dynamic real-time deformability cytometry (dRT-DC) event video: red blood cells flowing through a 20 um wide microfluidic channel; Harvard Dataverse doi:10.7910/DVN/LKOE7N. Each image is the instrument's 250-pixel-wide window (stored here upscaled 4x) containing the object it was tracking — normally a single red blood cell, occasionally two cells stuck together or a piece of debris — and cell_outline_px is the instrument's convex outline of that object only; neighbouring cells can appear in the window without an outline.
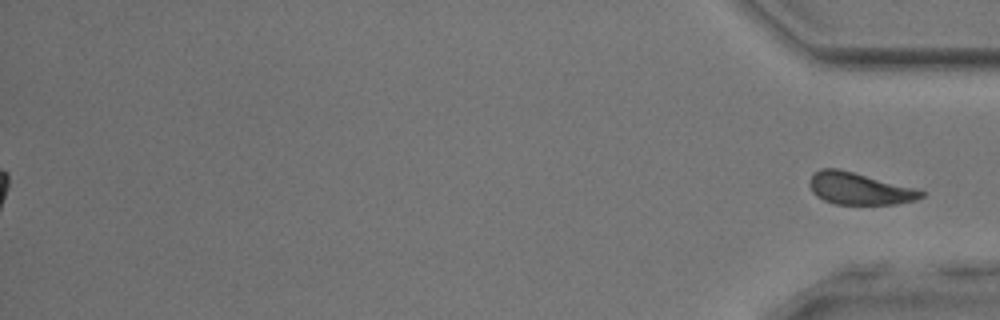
{"species": "common noctule bat (a hibernating species)", "species_latin": "Nyctalus noctula", "temperature_condition": "room temperature", "stored_images_in_passage": 53, "segment_of_instrument_passage": [2, 2], "camera_frame_rate_fps": 3000, "um_per_image_px": 0.085, "animal": {"sex": "male", "body_mass_g": 17.9, "forearm_length_mm": 54.2}, "frame": {"image": 1, "passage_image": 53, "time_ms": 17.333, "image_size_px": [1000, 320], "cell_outline_px": [[928, 192], [924, 196], [916, 200], [896, 204], [836, 204], [824, 200], [816, 196], [812, 192], [808, 184], [808, 180], [812, 172], [820, 168], [840, 168], [916, 188]], "centroid_in_image_um": [73.03, 16.01], "position_along_channel_um": 362.2, "area_um2": 21.27}}